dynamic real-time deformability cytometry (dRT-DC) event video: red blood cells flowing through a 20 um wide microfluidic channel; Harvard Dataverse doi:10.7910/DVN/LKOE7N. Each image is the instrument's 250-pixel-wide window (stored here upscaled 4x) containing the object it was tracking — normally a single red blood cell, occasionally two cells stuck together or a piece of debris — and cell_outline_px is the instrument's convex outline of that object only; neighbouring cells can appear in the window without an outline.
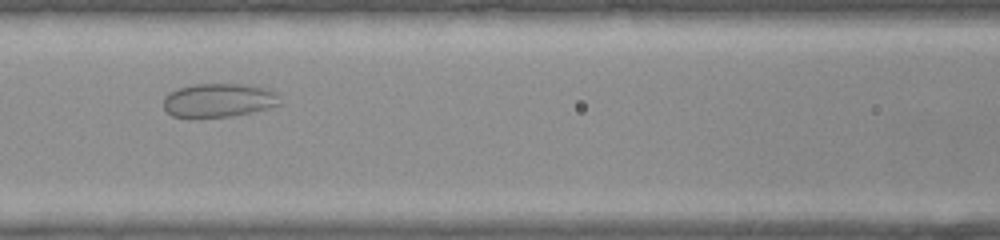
{"species": "common noctule bat (a hibernating species)", "species_latin": "Nyctalus noctula", "temperature_condition": "warm", "stored_images_in_passage": 34, "camera_frame_rate_fps": 3000, "um_per_image_px": 0.085, "animal": {"sex": "female", "body_mass_g": 22.0, "forearm_length_mm": 56.7}, "frame": {"image": 1, "passage_image": 12, "time_ms": 3.667, "image_size_px": [1000, 240], "cell_outline_px": [[280, 104], [268, 108], [252, 112], [228, 116], [196, 120], [188, 120], [172, 116], [164, 108], [164, 96], [176, 88], [196, 84], [244, 84], [264, 88], [272, 92], [276, 96]], "centroid_in_image_um": [18.47, 8.56], "position_along_channel_um": 148.1, "area_um2": 23.24}}
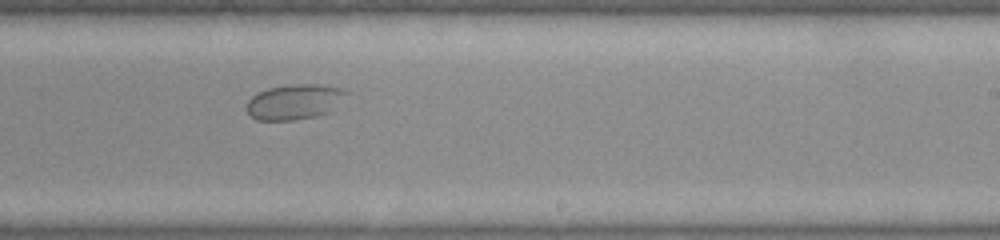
{"frame": {"image": 2, "passage_image": 19, "time_ms": 6.0, "image_size_px": [1000, 240], "cell_outline_px": [[348, 92], [328, 112], [316, 116], [292, 120], [256, 120], [244, 108], [248, 100], [256, 92], [268, 88], [292, 84], [320, 84], [340, 88]], "centroid_in_image_um": [24.95, 8.65], "position_along_channel_um": 264.0, "area_um2": 20.29}}
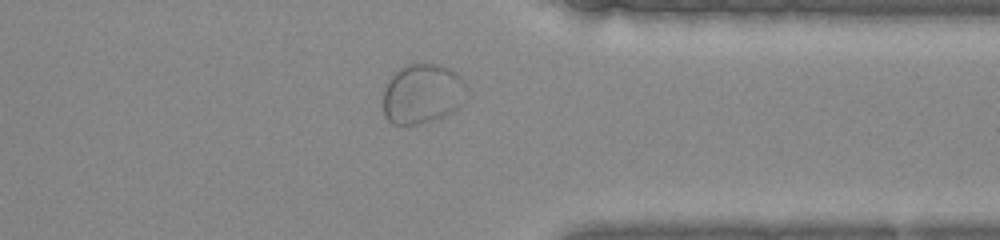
{"frame": {"image": 3, "passage_image": 26, "time_ms": 8.333, "image_size_px": [1000, 240], "cell_outline_px": [[468, 96], [452, 112], [436, 120], [420, 124], [392, 124], [384, 116], [384, 88], [388, 80], [404, 64], [440, 64], [456, 72], [464, 80], [468, 92]], "centroid_in_image_um": [35.93, 7.97], "position_along_channel_um": 375.5, "area_um2": 29.42}}